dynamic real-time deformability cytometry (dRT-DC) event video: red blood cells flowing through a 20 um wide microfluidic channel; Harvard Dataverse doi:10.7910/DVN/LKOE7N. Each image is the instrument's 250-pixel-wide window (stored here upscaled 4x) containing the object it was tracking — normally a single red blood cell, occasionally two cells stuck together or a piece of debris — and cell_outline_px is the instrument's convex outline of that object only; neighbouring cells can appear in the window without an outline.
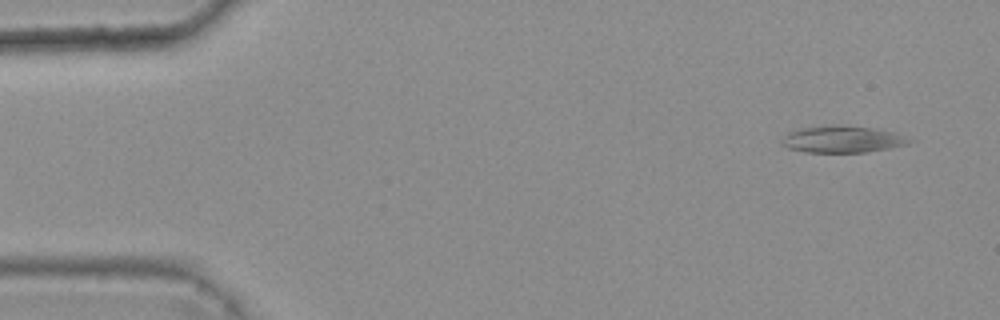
{"species": "common noctule bat (a hibernating species)", "species_latin": "Nyctalus noctula", "temperature_condition": "warm", "stored_images_in_passage": 4, "camera_frame_rate_fps": 3000, "um_per_image_px": 0.085, "animal": {"sex": "female", "body_mass_g": 25.1}, "frame": {"image": 1, "passage_image": 2, "time_ms": 0.333, "image_size_px": [1000, 320], "cell_outline_px": [[916, 140], [908, 144], [888, 148], [864, 152], [804, 152], [788, 148], [784, 144], [784, 136], [788, 132], [804, 128], [872, 128], [892, 132]], "centroid_in_image_um": [71.66, 11.89], "position_along_channel_um": 13.3, "area_um2": 18.61}}
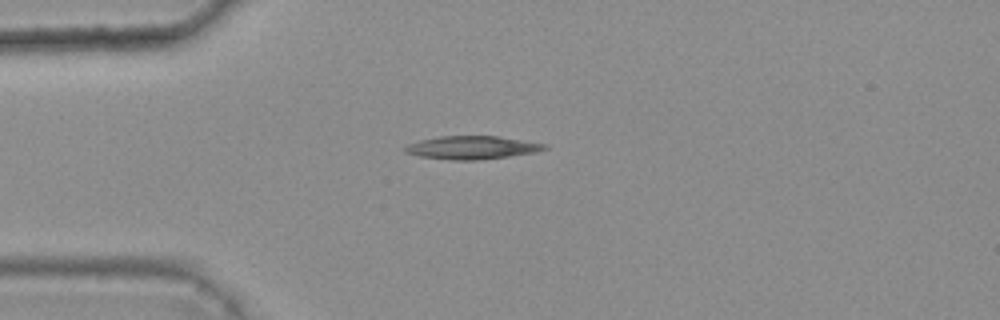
{"frame": {"image": 2, "passage_image": 4, "time_ms": 1.0, "image_size_px": [1000, 320], "cell_outline_px": [[548, 148], [536, 152], [508, 156], [476, 160], [452, 160], [420, 156], [404, 152], [404, 148], [408, 144], [420, 140], [440, 136], [496, 136], [548, 144]], "centroid_in_image_um": [40.12, 12.54], "position_along_channel_um": 44.9, "area_um2": 18.67}}